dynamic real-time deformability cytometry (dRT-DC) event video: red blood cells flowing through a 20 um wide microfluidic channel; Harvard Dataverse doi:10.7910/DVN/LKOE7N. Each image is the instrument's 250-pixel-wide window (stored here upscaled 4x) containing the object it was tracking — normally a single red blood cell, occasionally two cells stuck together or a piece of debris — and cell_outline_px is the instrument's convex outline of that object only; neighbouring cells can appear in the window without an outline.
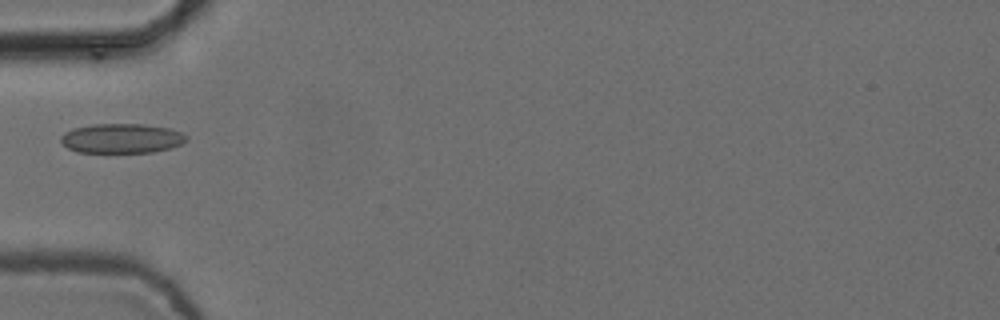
{"species": "common noctule bat (a hibernating species)", "species_latin": "Nyctalus noctula", "temperature_condition": "cold", "stored_images_in_passage": 3, "camera_frame_rate_fps": 3000, "um_per_image_px": 0.085, "animal": {"sex": "female", "body_mass_g": 24.6, "forearm_length_mm": 56.2}, "frame": {"image": 1, "passage_image": 2, "time_ms": 0.333, "image_size_px": [1000, 320], "cell_outline_px": [[188, 140], [172, 148], [152, 152], [76, 152], [68, 148], [60, 140], [60, 136], [64, 132], [72, 128], [96, 124], [144, 124], [168, 128], [184, 132], [188, 136]], "centroid_in_image_um": [10.36, 11.76], "position_along_channel_um": 74.6, "area_um2": 21.79}}
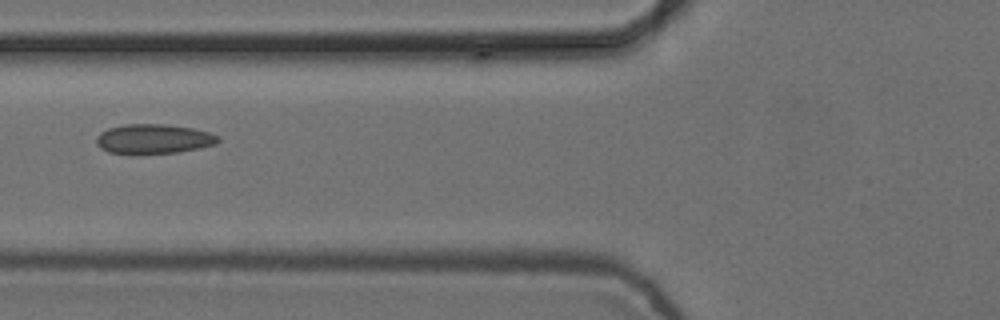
{"frame": {"image": 2, "passage_image": 3, "time_ms": 0.667, "image_size_px": [1000, 320], "cell_outline_px": [[220, 140], [216, 144], [200, 148], [180, 152], [132, 156], [108, 152], [100, 148], [96, 144], [96, 136], [100, 132], [108, 128], [124, 124], [164, 124], [192, 128], [208, 132], [220, 136]], "centroid_in_image_um": [13.01, 11.84], "position_along_channel_um": 112.8, "area_um2": 21.73}}